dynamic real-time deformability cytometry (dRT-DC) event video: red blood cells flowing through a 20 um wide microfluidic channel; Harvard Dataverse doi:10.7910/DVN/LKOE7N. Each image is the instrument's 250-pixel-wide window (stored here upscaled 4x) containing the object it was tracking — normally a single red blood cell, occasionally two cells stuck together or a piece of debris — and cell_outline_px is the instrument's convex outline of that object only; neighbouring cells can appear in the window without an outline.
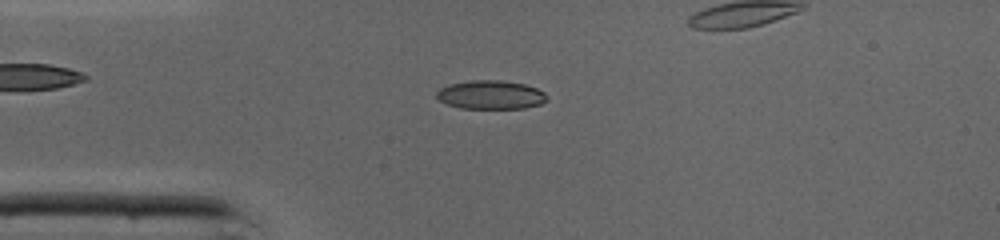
{"species": "common noctule bat (a hibernating species)", "species_latin": "Nyctalus noctula", "temperature_condition": "cold", "stored_images_in_passage": 39, "camera_frame_rate_fps": 3000, "um_per_image_px": 0.085, "animal": {"sex": "male", "body_mass_g": 19.0, "forearm_length_mm": 50.8}, "frame": {"image": 1, "passage_image": 11, "time_ms": 3.333, "image_size_px": [1000, 240], "cell_outline_px": [[548, 96], [540, 104], [524, 108], [460, 108], [448, 104], [440, 100], [436, 96], [436, 92], [440, 88], [448, 84], [472, 80], [500, 80], [524, 84], [536, 88], [544, 92]], "centroid_in_image_um": [41.69, 8.05], "position_along_channel_um": 43.3, "area_um2": 18.32}}
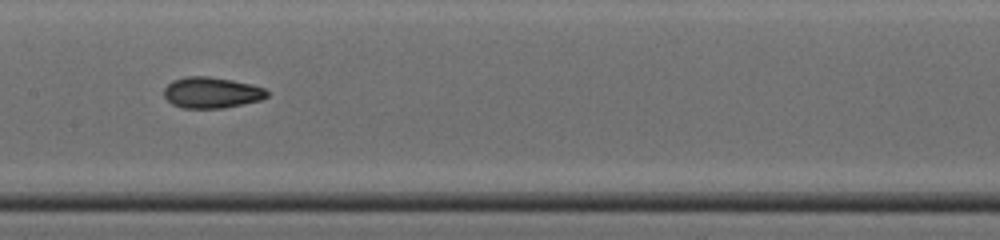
{"frame": {"image": 2, "passage_image": 22, "time_ms": 7.0, "image_size_px": [1000, 240], "cell_outline_px": [[268, 96], [260, 100], [224, 108], [184, 108], [172, 104], [164, 96], [164, 88], [172, 80], [184, 76], [208, 76], [232, 80], [252, 84], [264, 88], [268, 92]], "centroid_in_image_um": [17.97, 7.86], "position_along_channel_um": 189.4, "area_um2": 18.67}}
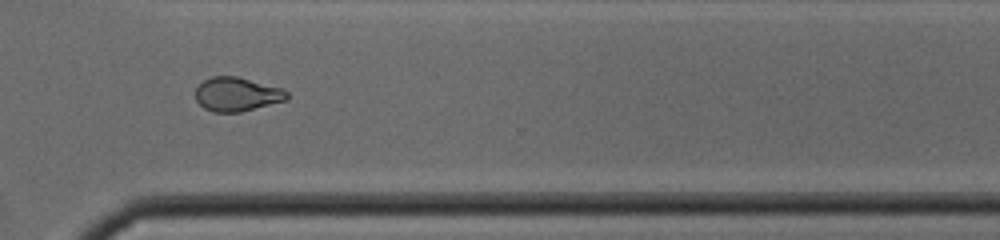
{"frame": {"image": 3, "passage_image": 33, "time_ms": 10.667, "image_size_px": [1000, 240], "cell_outline_px": [[288, 100], [240, 112], [212, 112], [204, 108], [196, 100], [196, 88], [204, 80], [212, 76], [236, 76], [284, 88], [288, 92]], "centroid_in_image_um": [20.17, 8.01], "position_along_channel_um": 350.4, "area_um2": 18.21}, "authors_computed_cell_mechanics": {"area_um2": 18.2648, "velocity_mm_per_s": 4.3758, "shape_relaxation_time_tau1_ms": 7.1299, "shape_relaxation_time_tau2_ms": 2.0455, "deformation_change_tau1": 0.1955, "deformation_change_tau2": 0.0714}}